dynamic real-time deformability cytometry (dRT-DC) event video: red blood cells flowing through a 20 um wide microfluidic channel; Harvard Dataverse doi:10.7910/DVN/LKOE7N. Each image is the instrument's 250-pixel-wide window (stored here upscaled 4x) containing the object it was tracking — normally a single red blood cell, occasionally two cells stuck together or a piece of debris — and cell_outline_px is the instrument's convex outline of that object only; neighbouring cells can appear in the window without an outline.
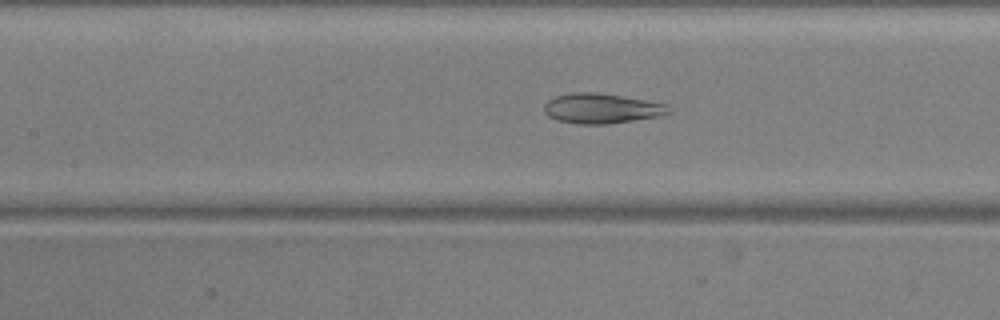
{"species": "common noctule bat (a hibernating species)", "species_latin": "Nyctalus noctula", "temperature_condition": "warm", "stored_images_in_passage": 46, "camera_frame_rate_fps": 3000, "um_per_image_px": 0.085, "animal": {"sex": "male", "body_mass_g": 20.5, "forearm_length_mm": 52.5}, "frame": {"image": 1, "passage_image": 17, "time_ms": 5.333, "image_size_px": [1000, 320], "cell_outline_px": [[672, 112], [656, 116], [608, 124], [580, 124], [560, 120], [548, 116], [544, 112], [544, 104], [548, 100], [556, 96], [572, 92], [596, 92], [668, 104]], "centroid_in_image_um": [51.11, 9.21], "position_along_channel_um": 156.3, "area_um2": 21.5}}
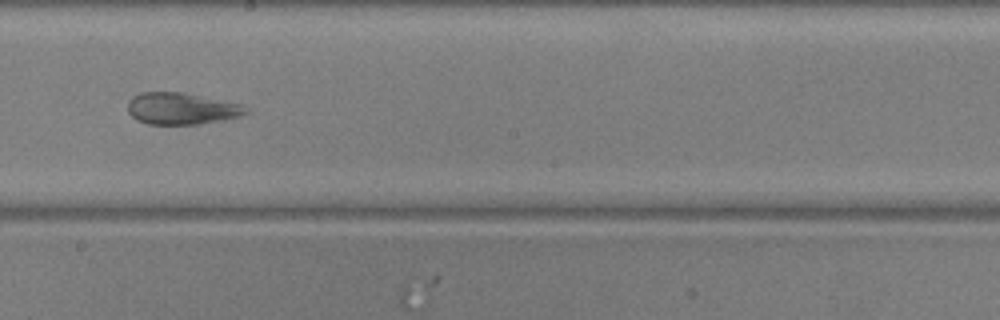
{"frame": {"image": 2, "passage_image": 23, "time_ms": 7.333, "image_size_px": [1000, 320], "cell_outline_px": [[248, 112], [240, 116], [196, 124], [148, 124], [136, 120], [128, 112], [128, 100], [132, 96], [140, 92], [184, 92], [240, 104], [248, 108]], "centroid_in_image_um": [15.37, 9.22], "position_along_channel_um": 232.8, "area_um2": 21.73}}
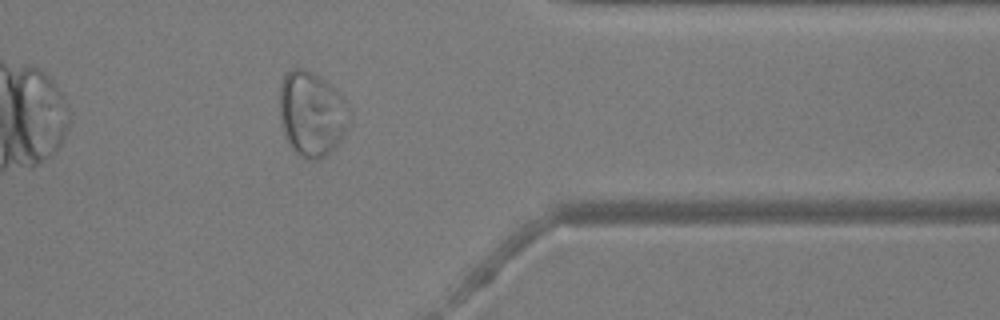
{"frame": {"image": 3, "passage_image": 36, "time_ms": 11.667, "image_size_px": [1000, 320], "cell_outline_px": [[352, 116], [344, 132], [336, 144], [320, 160], [308, 160], [300, 156], [292, 148], [284, 132], [280, 116], [280, 84], [284, 76], [292, 68], [304, 68], [312, 72], [324, 80], [348, 104], [352, 112]], "centroid_in_image_um": [26.5, 9.67], "position_along_channel_um": 384.9, "area_um2": 34.1}}